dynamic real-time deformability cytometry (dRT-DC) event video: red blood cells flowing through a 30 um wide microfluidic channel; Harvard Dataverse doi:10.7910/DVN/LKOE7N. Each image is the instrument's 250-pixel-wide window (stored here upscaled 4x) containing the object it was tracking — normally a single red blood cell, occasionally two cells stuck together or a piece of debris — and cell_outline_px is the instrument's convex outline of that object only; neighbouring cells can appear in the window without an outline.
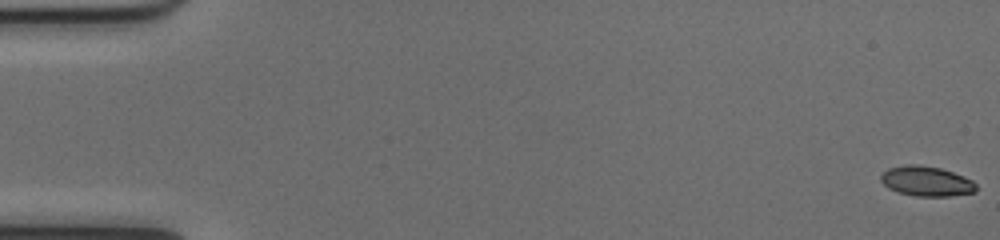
{"species": "common noctule bat (a hibernating species)", "species_latin": "Nyctalus noctula", "temperature_condition": "cold", "stored_images_in_passage": 52, "camera_frame_rate_fps": 3000, "um_per_image_px": 0.085, "animal": {"sex": "female", "body_mass_g": 17.0, "forearm_length_mm": 48.0}, "frame": {"image": 1, "passage_image": 1, "time_ms": 0.0, "image_size_px": [1000, 240], "cell_outline_px": [[976, 192], [948, 196], [916, 196], [896, 192], [888, 188], [880, 180], [880, 176], [888, 168], [904, 164], [916, 164], [940, 168], [964, 176], [972, 180], [976, 184]], "centroid_in_image_um": [78.73, 15.4], "position_along_channel_um": 6.3, "area_um2": 16.7}}
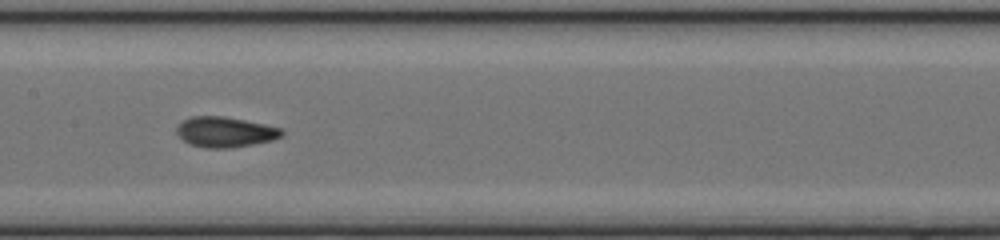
{"frame": {"image": 2, "passage_image": 27, "time_ms": 8.667, "image_size_px": [1000, 240], "cell_outline_px": [[284, 136], [272, 140], [232, 148], [208, 148], [192, 144], [184, 140], [176, 132], [176, 128], [184, 120], [192, 116], [224, 116], [264, 124], [280, 128], [284, 132]], "centroid_in_image_um": [19.16, 11.22], "position_along_channel_um": 188.2, "area_um2": 18.38}}
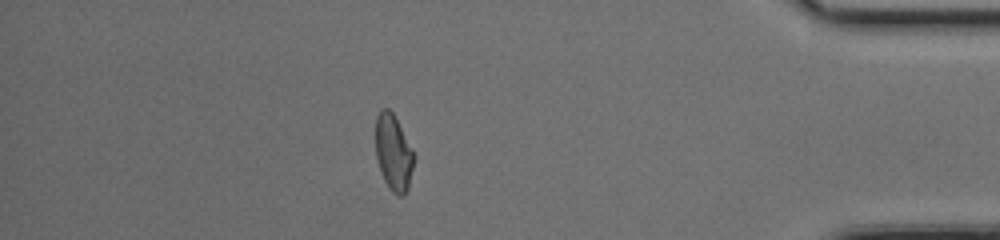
{"frame": {"image": 3, "passage_image": 46, "time_ms": 15.0, "image_size_px": [1000, 240], "cell_outline_px": [[416, 156], [408, 188], [404, 196], [396, 196], [388, 188], [380, 172], [376, 156], [376, 116], [380, 108], [388, 108], [392, 112], [412, 148]], "centroid_in_image_um": [33.45, 13.01], "position_along_channel_um": 401.8, "area_um2": 17.22}, "authors_computed_cell_mechanics": {"area_um2": 17.5134, "velocity_mm_per_s": 4.0372, "shape_relaxation_time_tau1_ms": 4.7246, "shape_relaxation_time_tau2_ms": 1.6537, "deformation_change_tau1": 0.1693, "deformation_change_tau2": 0.0731}}